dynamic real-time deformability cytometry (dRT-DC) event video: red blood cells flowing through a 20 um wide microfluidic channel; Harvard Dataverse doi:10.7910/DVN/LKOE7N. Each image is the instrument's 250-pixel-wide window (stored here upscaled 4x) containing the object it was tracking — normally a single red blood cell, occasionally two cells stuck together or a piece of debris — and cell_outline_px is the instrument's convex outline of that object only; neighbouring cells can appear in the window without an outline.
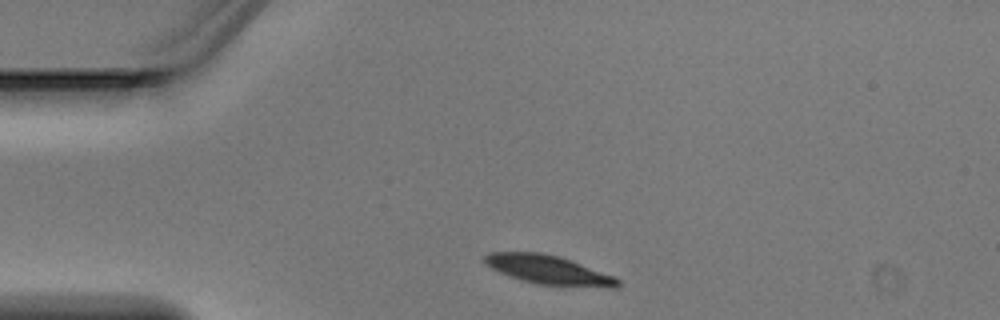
{"species": "Egyptian fruit bat (a non-hibernating species)", "species_latin": "Rousettus aegyptiacus", "temperature_condition": "warm", "stored_images_in_passage": 4, "camera_frame_rate_fps": 3000, "um_per_image_px": 0.085, "animal": {"sex": "male"}, "frame": {"image": 1, "passage_image": 1, "time_ms": 0.0, "image_size_px": [1000, 320], "cell_outline_px": [[620, 284], [616, 288], [608, 288], [536, 284], [520, 280], [500, 272], [492, 268], [484, 260], [484, 256], [492, 252], [540, 252], [556, 256], [568, 260], [612, 276], [620, 280]], "centroid_in_image_um": [46.62, 22.96], "position_along_channel_um": 38.4, "area_um2": 21.96}}
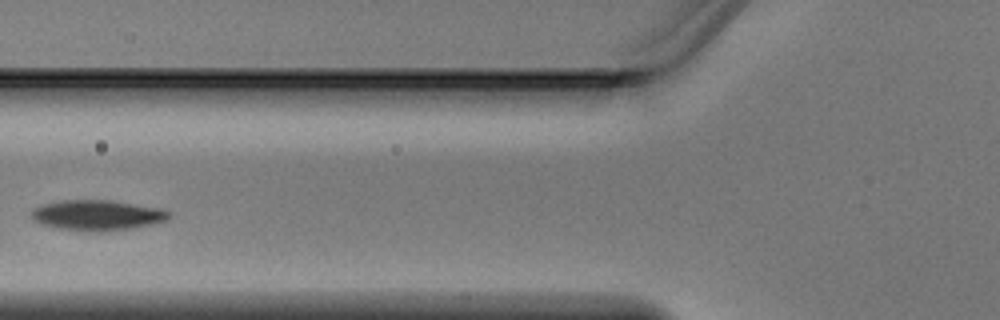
{"frame": {"image": 2, "passage_image": 3, "time_ms": 0.667, "image_size_px": [1000, 320], "cell_outline_px": [[172, 216], [168, 220], [128, 228], [104, 232], [100, 232], [56, 228], [40, 224], [32, 220], [28, 216], [32, 208], [44, 204], [64, 200], [108, 200], [164, 208], [172, 212]], "centroid_in_image_um": [8.24, 18.29], "position_along_channel_um": 117.6, "area_um2": 24.57}}
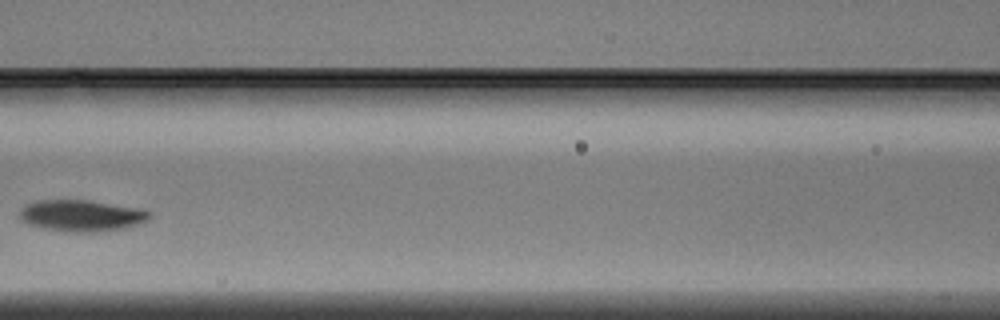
{"frame": {"image": 3, "passage_image": 4, "time_ms": 1.0, "image_size_px": [1000, 320], "cell_outline_px": [[152, 216], [148, 220], [140, 224], [124, 228], [100, 232], [68, 232], [44, 228], [28, 224], [20, 220], [20, 208], [24, 204], [36, 200], [88, 200], [144, 208], [152, 212]], "centroid_in_image_um": [6.97, 18.32], "position_along_channel_um": 159.6, "area_um2": 24.33}}